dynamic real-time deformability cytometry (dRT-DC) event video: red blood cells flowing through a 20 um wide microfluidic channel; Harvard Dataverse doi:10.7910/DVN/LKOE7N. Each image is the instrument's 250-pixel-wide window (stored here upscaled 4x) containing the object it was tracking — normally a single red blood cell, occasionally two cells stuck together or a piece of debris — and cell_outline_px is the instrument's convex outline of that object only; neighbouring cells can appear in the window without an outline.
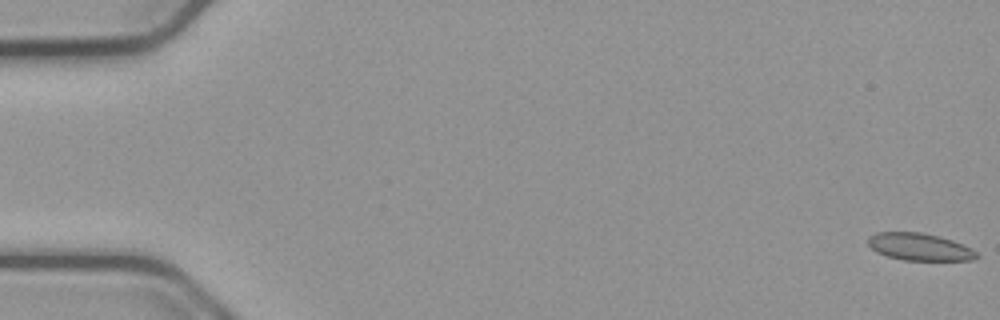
{"species": "common noctule bat (a hibernating species)", "species_latin": "Nyctalus noctula", "temperature_condition": "cold", "stored_images_in_passage": 55, "camera_frame_rate_fps": 3000, "um_per_image_px": 0.085, "animal": {"sex": "male", "body_mass_g": 23.1, "forearm_length_mm": 52.7}, "frame": {"image": 1, "passage_image": 1, "time_ms": 0.0, "image_size_px": [1000, 320], "cell_outline_px": [[980, 256], [976, 260], [904, 260], [888, 256], [876, 252], [868, 244], [868, 236], [876, 232], [920, 232], [940, 236], [952, 240], [976, 252]], "centroid_in_image_um": [78.14, 20.98], "position_along_channel_um": 6.9, "area_um2": 17.17}}
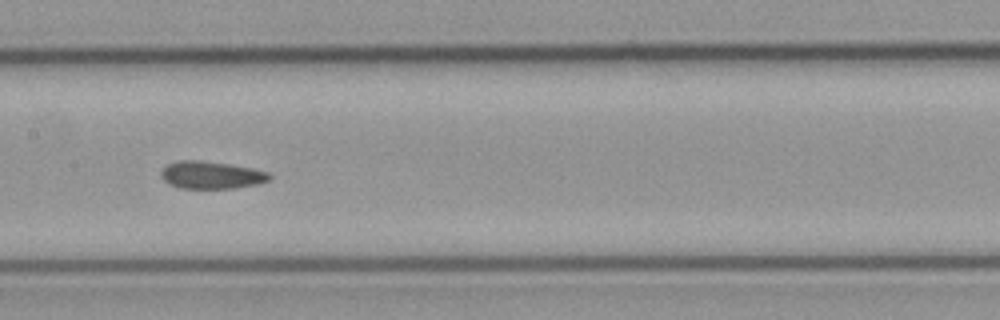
{"frame": {"image": 2, "passage_image": 28, "time_ms": 9.0, "image_size_px": [1000, 320], "cell_outline_px": [[272, 176], [268, 180], [256, 184], [236, 188], [180, 188], [168, 184], [160, 176], [160, 172], [168, 164], [180, 160], [196, 160], [228, 164], [252, 168], [268, 172]], "centroid_in_image_um": [17.94, 14.88], "position_along_channel_um": 189.5, "area_um2": 17.22}}
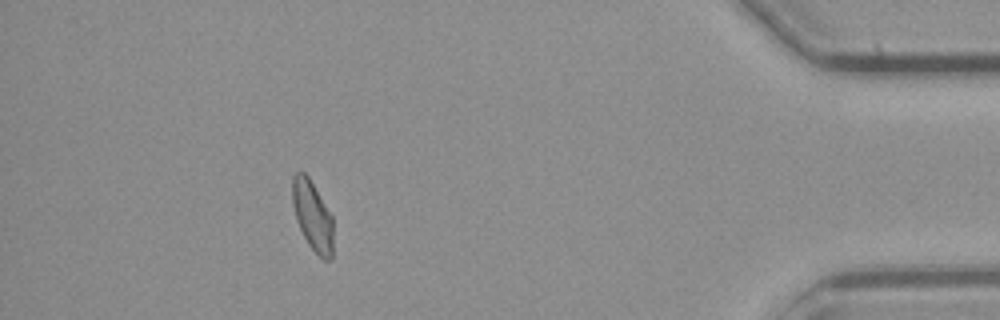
{"frame": {"image": 3, "passage_image": 50, "time_ms": 16.333, "image_size_px": [1000, 320], "cell_outline_px": [[332, 260], [324, 260], [308, 244], [296, 220], [292, 204], [292, 176], [296, 172], [304, 172], [308, 176], [332, 216]], "centroid_in_image_um": [26.54, 18.32], "position_along_channel_um": 408.7, "area_um2": 16.42}, "authors_computed_cell_mechanics": {"area_um2": 17.5712, "velocity_mm_per_s": 3.7744, "shape_relaxation_time_tau1_ms": null, "shape_relaxation_time_tau2_ms": 2.1302, "deformation_change_tau1": null, "deformation_change_tau2": 0.081}}